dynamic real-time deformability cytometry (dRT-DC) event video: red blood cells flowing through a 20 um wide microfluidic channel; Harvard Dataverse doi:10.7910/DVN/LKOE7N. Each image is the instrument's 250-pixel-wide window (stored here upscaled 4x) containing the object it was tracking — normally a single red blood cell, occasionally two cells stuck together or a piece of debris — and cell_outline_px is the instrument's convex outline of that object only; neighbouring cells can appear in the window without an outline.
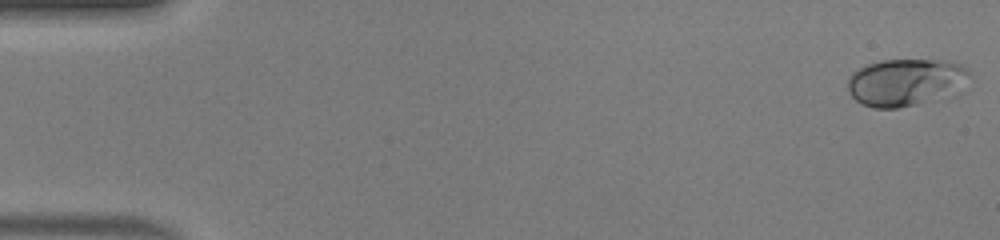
{"species": "human", "species_latin": "Homo sapiens", "temperature_condition": "warm", "stored_images_in_passage": 49, "camera_frame_rate_fps": 3000, "um_per_image_px": 0.085, "donor": {"sex": "male"}, "frame": {"image": 1, "passage_image": 1, "time_ms": 0.0, "image_size_px": [1000, 240], "cell_outline_px": [[972, 76], [964, 92], [948, 100], [896, 108], [872, 108], [860, 104], [848, 92], [848, 76], [852, 72], [868, 64], [880, 60], [944, 60], [960, 64], [968, 68]], "centroid_in_image_um": [77.13, 7.03], "position_along_channel_um": 7.9, "area_um2": 35.26}}
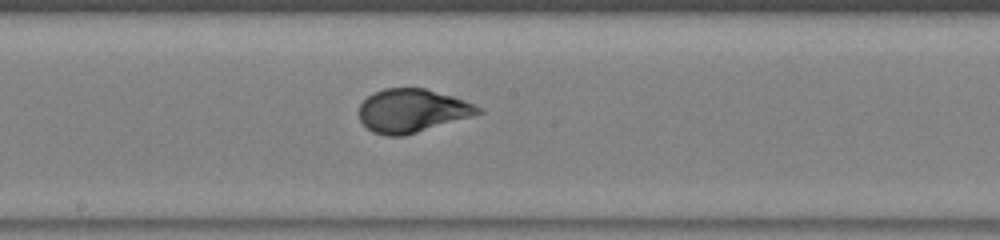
{"frame": {"image": 2, "passage_image": 27, "time_ms": 8.667, "image_size_px": [1000, 240], "cell_outline_px": [[484, 112], [404, 136], [388, 136], [372, 132], [360, 120], [360, 104], [372, 92], [384, 88], [424, 88], [452, 96], [464, 100], [480, 108]], "centroid_in_image_um": [34.99, 9.4], "position_along_channel_um": 213.2, "area_um2": 29.77}}
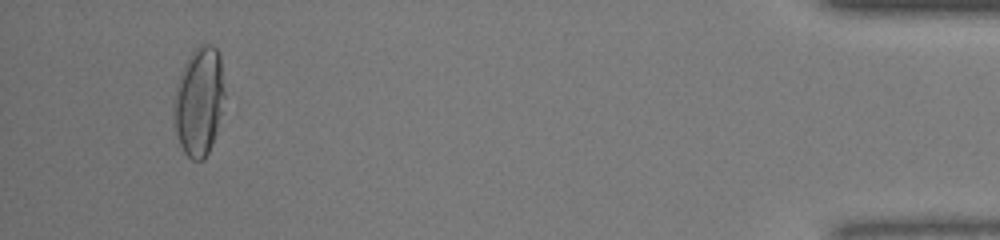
{"frame": {"image": 3, "passage_image": 47, "time_ms": 15.333, "image_size_px": [1000, 240], "cell_outline_px": [[224, 96], [220, 116], [216, 132], [212, 144], [204, 160], [192, 160], [184, 152], [176, 136], [172, 112], [172, 104], [176, 84], [180, 72], [188, 56], [200, 44], [212, 44], [216, 48], [220, 56], [224, 92]], "centroid_in_image_um": [16.88, 8.62], "position_along_channel_um": 418.3, "area_um2": 32.43}, "authors_computed_cell_mechanics": {"area_um2": 29.9404, "velocity_mm_per_s": 4.1636, "shape_relaxation_time_tau1_ms": 5.0588, "shape_relaxation_time_tau2_ms": null, "deformation_change_tau1": 0.2247, "deformation_change_tau2": null}}